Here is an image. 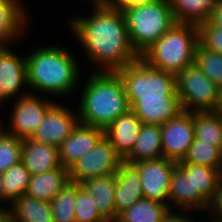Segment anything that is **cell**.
Here are the masks:
<instances>
[{
	"mask_svg": "<svg viewBox=\"0 0 222 222\" xmlns=\"http://www.w3.org/2000/svg\"><path fill=\"white\" fill-rule=\"evenodd\" d=\"M92 8L90 16L74 17L70 27L89 62L99 66L95 72H117L138 60L140 56L131 46L122 9L112 5Z\"/></svg>",
	"mask_w": 222,
	"mask_h": 222,
	"instance_id": "obj_1",
	"label": "cell"
},
{
	"mask_svg": "<svg viewBox=\"0 0 222 222\" xmlns=\"http://www.w3.org/2000/svg\"><path fill=\"white\" fill-rule=\"evenodd\" d=\"M25 57L27 85L34 92L64 96L77 88L80 69L66 48L41 46Z\"/></svg>",
	"mask_w": 222,
	"mask_h": 222,
	"instance_id": "obj_2",
	"label": "cell"
},
{
	"mask_svg": "<svg viewBox=\"0 0 222 222\" xmlns=\"http://www.w3.org/2000/svg\"><path fill=\"white\" fill-rule=\"evenodd\" d=\"M84 83L78 106L79 123L105 130L130 109L122 79L116 72H94Z\"/></svg>",
	"mask_w": 222,
	"mask_h": 222,
	"instance_id": "obj_3",
	"label": "cell"
},
{
	"mask_svg": "<svg viewBox=\"0 0 222 222\" xmlns=\"http://www.w3.org/2000/svg\"><path fill=\"white\" fill-rule=\"evenodd\" d=\"M198 44V25L175 23L140 58L152 68L176 75L194 63Z\"/></svg>",
	"mask_w": 222,
	"mask_h": 222,
	"instance_id": "obj_4",
	"label": "cell"
},
{
	"mask_svg": "<svg viewBox=\"0 0 222 222\" xmlns=\"http://www.w3.org/2000/svg\"><path fill=\"white\" fill-rule=\"evenodd\" d=\"M131 46L140 56L176 22L169 0L122 9Z\"/></svg>",
	"mask_w": 222,
	"mask_h": 222,
	"instance_id": "obj_5",
	"label": "cell"
},
{
	"mask_svg": "<svg viewBox=\"0 0 222 222\" xmlns=\"http://www.w3.org/2000/svg\"><path fill=\"white\" fill-rule=\"evenodd\" d=\"M122 79L130 107L138 99L178 97L176 75L147 65L141 58L116 72Z\"/></svg>",
	"mask_w": 222,
	"mask_h": 222,
	"instance_id": "obj_6",
	"label": "cell"
},
{
	"mask_svg": "<svg viewBox=\"0 0 222 222\" xmlns=\"http://www.w3.org/2000/svg\"><path fill=\"white\" fill-rule=\"evenodd\" d=\"M177 94L183 111H219V86L210 80L196 65L187 66L176 74Z\"/></svg>",
	"mask_w": 222,
	"mask_h": 222,
	"instance_id": "obj_7",
	"label": "cell"
},
{
	"mask_svg": "<svg viewBox=\"0 0 222 222\" xmlns=\"http://www.w3.org/2000/svg\"><path fill=\"white\" fill-rule=\"evenodd\" d=\"M122 163L123 159L104 136L92 150L69 168L70 181L80 184L89 178L116 174Z\"/></svg>",
	"mask_w": 222,
	"mask_h": 222,
	"instance_id": "obj_8",
	"label": "cell"
},
{
	"mask_svg": "<svg viewBox=\"0 0 222 222\" xmlns=\"http://www.w3.org/2000/svg\"><path fill=\"white\" fill-rule=\"evenodd\" d=\"M31 93L21 91L20 97L16 98L10 117V129L6 133L21 139L30 138L43 122L48 109L55 103Z\"/></svg>",
	"mask_w": 222,
	"mask_h": 222,
	"instance_id": "obj_9",
	"label": "cell"
},
{
	"mask_svg": "<svg viewBox=\"0 0 222 222\" xmlns=\"http://www.w3.org/2000/svg\"><path fill=\"white\" fill-rule=\"evenodd\" d=\"M131 165L140 175L143 197L169 206L170 180L177 162L161 157Z\"/></svg>",
	"mask_w": 222,
	"mask_h": 222,
	"instance_id": "obj_10",
	"label": "cell"
},
{
	"mask_svg": "<svg viewBox=\"0 0 222 222\" xmlns=\"http://www.w3.org/2000/svg\"><path fill=\"white\" fill-rule=\"evenodd\" d=\"M194 139L193 112L181 111L161 125L163 157L169 160L182 161Z\"/></svg>",
	"mask_w": 222,
	"mask_h": 222,
	"instance_id": "obj_11",
	"label": "cell"
},
{
	"mask_svg": "<svg viewBox=\"0 0 222 222\" xmlns=\"http://www.w3.org/2000/svg\"><path fill=\"white\" fill-rule=\"evenodd\" d=\"M79 124L78 112L54 103L46 112L43 122L30 139L59 147Z\"/></svg>",
	"mask_w": 222,
	"mask_h": 222,
	"instance_id": "obj_12",
	"label": "cell"
},
{
	"mask_svg": "<svg viewBox=\"0 0 222 222\" xmlns=\"http://www.w3.org/2000/svg\"><path fill=\"white\" fill-rule=\"evenodd\" d=\"M103 137V129L79 123L58 147L62 166L69 169L79 158L92 150Z\"/></svg>",
	"mask_w": 222,
	"mask_h": 222,
	"instance_id": "obj_13",
	"label": "cell"
},
{
	"mask_svg": "<svg viewBox=\"0 0 222 222\" xmlns=\"http://www.w3.org/2000/svg\"><path fill=\"white\" fill-rule=\"evenodd\" d=\"M142 124L141 119L129 109L104 130V136L122 159L131 152Z\"/></svg>",
	"mask_w": 222,
	"mask_h": 222,
	"instance_id": "obj_14",
	"label": "cell"
},
{
	"mask_svg": "<svg viewBox=\"0 0 222 222\" xmlns=\"http://www.w3.org/2000/svg\"><path fill=\"white\" fill-rule=\"evenodd\" d=\"M184 171H191L192 184V210H204L208 208L222 173L208 166L177 163Z\"/></svg>",
	"mask_w": 222,
	"mask_h": 222,
	"instance_id": "obj_15",
	"label": "cell"
},
{
	"mask_svg": "<svg viewBox=\"0 0 222 222\" xmlns=\"http://www.w3.org/2000/svg\"><path fill=\"white\" fill-rule=\"evenodd\" d=\"M21 162L31 175L63 167L58 147L39 143L30 138L23 139Z\"/></svg>",
	"mask_w": 222,
	"mask_h": 222,
	"instance_id": "obj_16",
	"label": "cell"
},
{
	"mask_svg": "<svg viewBox=\"0 0 222 222\" xmlns=\"http://www.w3.org/2000/svg\"><path fill=\"white\" fill-rule=\"evenodd\" d=\"M27 86L26 57L16 55L7 47L0 54V89L7 100L17 97L22 87Z\"/></svg>",
	"mask_w": 222,
	"mask_h": 222,
	"instance_id": "obj_17",
	"label": "cell"
},
{
	"mask_svg": "<svg viewBox=\"0 0 222 222\" xmlns=\"http://www.w3.org/2000/svg\"><path fill=\"white\" fill-rule=\"evenodd\" d=\"M130 109L141 119L142 123L160 126L183 111L179 97L138 99Z\"/></svg>",
	"mask_w": 222,
	"mask_h": 222,
	"instance_id": "obj_18",
	"label": "cell"
},
{
	"mask_svg": "<svg viewBox=\"0 0 222 222\" xmlns=\"http://www.w3.org/2000/svg\"><path fill=\"white\" fill-rule=\"evenodd\" d=\"M97 204V210L107 222H116V174L89 178L79 184Z\"/></svg>",
	"mask_w": 222,
	"mask_h": 222,
	"instance_id": "obj_19",
	"label": "cell"
},
{
	"mask_svg": "<svg viewBox=\"0 0 222 222\" xmlns=\"http://www.w3.org/2000/svg\"><path fill=\"white\" fill-rule=\"evenodd\" d=\"M141 198H143V192L140 175L132 165L123 162L116 172V221L123 211Z\"/></svg>",
	"mask_w": 222,
	"mask_h": 222,
	"instance_id": "obj_20",
	"label": "cell"
},
{
	"mask_svg": "<svg viewBox=\"0 0 222 222\" xmlns=\"http://www.w3.org/2000/svg\"><path fill=\"white\" fill-rule=\"evenodd\" d=\"M23 7L19 0L0 1V45L8 46L26 30L28 11Z\"/></svg>",
	"mask_w": 222,
	"mask_h": 222,
	"instance_id": "obj_21",
	"label": "cell"
},
{
	"mask_svg": "<svg viewBox=\"0 0 222 222\" xmlns=\"http://www.w3.org/2000/svg\"><path fill=\"white\" fill-rule=\"evenodd\" d=\"M70 182L69 169L64 167L31 175L25 195L51 202L59 191Z\"/></svg>",
	"mask_w": 222,
	"mask_h": 222,
	"instance_id": "obj_22",
	"label": "cell"
},
{
	"mask_svg": "<svg viewBox=\"0 0 222 222\" xmlns=\"http://www.w3.org/2000/svg\"><path fill=\"white\" fill-rule=\"evenodd\" d=\"M163 157L161 126L143 123L137 141L131 152L123 159L124 163L132 164L143 160Z\"/></svg>",
	"mask_w": 222,
	"mask_h": 222,
	"instance_id": "obj_23",
	"label": "cell"
},
{
	"mask_svg": "<svg viewBox=\"0 0 222 222\" xmlns=\"http://www.w3.org/2000/svg\"><path fill=\"white\" fill-rule=\"evenodd\" d=\"M219 0H169L176 23L199 25L208 21Z\"/></svg>",
	"mask_w": 222,
	"mask_h": 222,
	"instance_id": "obj_24",
	"label": "cell"
},
{
	"mask_svg": "<svg viewBox=\"0 0 222 222\" xmlns=\"http://www.w3.org/2000/svg\"><path fill=\"white\" fill-rule=\"evenodd\" d=\"M10 205L8 213L17 222H54L51 204L48 201L23 195Z\"/></svg>",
	"mask_w": 222,
	"mask_h": 222,
	"instance_id": "obj_25",
	"label": "cell"
},
{
	"mask_svg": "<svg viewBox=\"0 0 222 222\" xmlns=\"http://www.w3.org/2000/svg\"><path fill=\"white\" fill-rule=\"evenodd\" d=\"M193 127L195 139L213 147H222L221 109L193 112Z\"/></svg>",
	"mask_w": 222,
	"mask_h": 222,
	"instance_id": "obj_26",
	"label": "cell"
},
{
	"mask_svg": "<svg viewBox=\"0 0 222 222\" xmlns=\"http://www.w3.org/2000/svg\"><path fill=\"white\" fill-rule=\"evenodd\" d=\"M168 209L166 204L143 197L123 211L116 222H162Z\"/></svg>",
	"mask_w": 222,
	"mask_h": 222,
	"instance_id": "obj_27",
	"label": "cell"
},
{
	"mask_svg": "<svg viewBox=\"0 0 222 222\" xmlns=\"http://www.w3.org/2000/svg\"><path fill=\"white\" fill-rule=\"evenodd\" d=\"M169 208L172 205L181 210L192 211V184L191 171H184L176 165L170 180Z\"/></svg>",
	"mask_w": 222,
	"mask_h": 222,
	"instance_id": "obj_28",
	"label": "cell"
},
{
	"mask_svg": "<svg viewBox=\"0 0 222 222\" xmlns=\"http://www.w3.org/2000/svg\"><path fill=\"white\" fill-rule=\"evenodd\" d=\"M31 174L20 161L2 173L4 198L11 204L16 199L25 195Z\"/></svg>",
	"mask_w": 222,
	"mask_h": 222,
	"instance_id": "obj_29",
	"label": "cell"
},
{
	"mask_svg": "<svg viewBox=\"0 0 222 222\" xmlns=\"http://www.w3.org/2000/svg\"><path fill=\"white\" fill-rule=\"evenodd\" d=\"M177 163H190L216 168L222 173V147L194 139L184 159Z\"/></svg>",
	"mask_w": 222,
	"mask_h": 222,
	"instance_id": "obj_30",
	"label": "cell"
},
{
	"mask_svg": "<svg viewBox=\"0 0 222 222\" xmlns=\"http://www.w3.org/2000/svg\"><path fill=\"white\" fill-rule=\"evenodd\" d=\"M77 184L70 182L50 202L54 222H76Z\"/></svg>",
	"mask_w": 222,
	"mask_h": 222,
	"instance_id": "obj_31",
	"label": "cell"
},
{
	"mask_svg": "<svg viewBox=\"0 0 222 222\" xmlns=\"http://www.w3.org/2000/svg\"><path fill=\"white\" fill-rule=\"evenodd\" d=\"M194 62L200 70L218 86L222 83V54L197 45Z\"/></svg>",
	"mask_w": 222,
	"mask_h": 222,
	"instance_id": "obj_32",
	"label": "cell"
},
{
	"mask_svg": "<svg viewBox=\"0 0 222 222\" xmlns=\"http://www.w3.org/2000/svg\"><path fill=\"white\" fill-rule=\"evenodd\" d=\"M23 139L15 137L0 128V173L21 161Z\"/></svg>",
	"mask_w": 222,
	"mask_h": 222,
	"instance_id": "obj_33",
	"label": "cell"
},
{
	"mask_svg": "<svg viewBox=\"0 0 222 222\" xmlns=\"http://www.w3.org/2000/svg\"><path fill=\"white\" fill-rule=\"evenodd\" d=\"M76 222H107L98 212L94 198L77 184Z\"/></svg>",
	"mask_w": 222,
	"mask_h": 222,
	"instance_id": "obj_34",
	"label": "cell"
},
{
	"mask_svg": "<svg viewBox=\"0 0 222 222\" xmlns=\"http://www.w3.org/2000/svg\"><path fill=\"white\" fill-rule=\"evenodd\" d=\"M199 44L214 53L222 54V27L211 25L208 21L198 25Z\"/></svg>",
	"mask_w": 222,
	"mask_h": 222,
	"instance_id": "obj_35",
	"label": "cell"
},
{
	"mask_svg": "<svg viewBox=\"0 0 222 222\" xmlns=\"http://www.w3.org/2000/svg\"><path fill=\"white\" fill-rule=\"evenodd\" d=\"M208 212H213L215 218L213 219H222V178L219 180L217 187L214 191V194L211 200L208 202Z\"/></svg>",
	"mask_w": 222,
	"mask_h": 222,
	"instance_id": "obj_36",
	"label": "cell"
},
{
	"mask_svg": "<svg viewBox=\"0 0 222 222\" xmlns=\"http://www.w3.org/2000/svg\"><path fill=\"white\" fill-rule=\"evenodd\" d=\"M157 0H112V6L123 9L127 6H140L144 4L153 3Z\"/></svg>",
	"mask_w": 222,
	"mask_h": 222,
	"instance_id": "obj_37",
	"label": "cell"
},
{
	"mask_svg": "<svg viewBox=\"0 0 222 222\" xmlns=\"http://www.w3.org/2000/svg\"><path fill=\"white\" fill-rule=\"evenodd\" d=\"M172 212H171V211ZM181 214H177L176 210L173 213V209H168L166 214L162 218V222H192L193 220L186 217V215L183 214V211H181ZM195 222V221H193Z\"/></svg>",
	"mask_w": 222,
	"mask_h": 222,
	"instance_id": "obj_38",
	"label": "cell"
},
{
	"mask_svg": "<svg viewBox=\"0 0 222 222\" xmlns=\"http://www.w3.org/2000/svg\"><path fill=\"white\" fill-rule=\"evenodd\" d=\"M208 22L211 25H218L222 27V0L217 2L214 11L211 13Z\"/></svg>",
	"mask_w": 222,
	"mask_h": 222,
	"instance_id": "obj_39",
	"label": "cell"
},
{
	"mask_svg": "<svg viewBox=\"0 0 222 222\" xmlns=\"http://www.w3.org/2000/svg\"><path fill=\"white\" fill-rule=\"evenodd\" d=\"M0 200L2 202L3 200L7 202V200L4 198V195H3L2 173H0ZM4 212H8V210L6 208H3V205H0V213H4Z\"/></svg>",
	"mask_w": 222,
	"mask_h": 222,
	"instance_id": "obj_40",
	"label": "cell"
},
{
	"mask_svg": "<svg viewBox=\"0 0 222 222\" xmlns=\"http://www.w3.org/2000/svg\"><path fill=\"white\" fill-rule=\"evenodd\" d=\"M0 222H17L8 212L0 213Z\"/></svg>",
	"mask_w": 222,
	"mask_h": 222,
	"instance_id": "obj_41",
	"label": "cell"
},
{
	"mask_svg": "<svg viewBox=\"0 0 222 222\" xmlns=\"http://www.w3.org/2000/svg\"><path fill=\"white\" fill-rule=\"evenodd\" d=\"M90 2H92L91 3L92 5H111L112 4V0H91Z\"/></svg>",
	"mask_w": 222,
	"mask_h": 222,
	"instance_id": "obj_42",
	"label": "cell"
},
{
	"mask_svg": "<svg viewBox=\"0 0 222 222\" xmlns=\"http://www.w3.org/2000/svg\"><path fill=\"white\" fill-rule=\"evenodd\" d=\"M5 101H7V99H6L5 96L2 94L1 89H0V105L2 104V102L5 103Z\"/></svg>",
	"mask_w": 222,
	"mask_h": 222,
	"instance_id": "obj_43",
	"label": "cell"
},
{
	"mask_svg": "<svg viewBox=\"0 0 222 222\" xmlns=\"http://www.w3.org/2000/svg\"><path fill=\"white\" fill-rule=\"evenodd\" d=\"M219 96L221 99V109H222V83H221V85H219Z\"/></svg>",
	"mask_w": 222,
	"mask_h": 222,
	"instance_id": "obj_44",
	"label": "cell"
},
{
	"mask_svg": "<svg viewBox=\"0 0 222 222\" xmlns=\"http://www.w3.org/2000/svg\"><path fill=\"white\" fill-rule=\"evenodd\" d=\"M7 48V46L0 45V54Z\"/></svg>",
	"mask_w": 222,
	"mask_h": 222,
	"instance_id": "obj_45",
	"label": "cell"
},
{
	"mask_svg": "<svg viewBox=\"0 0 222 222\" xmlns=\"http://www.w3.org/2000/svg\"><path fill=\"white\" fill-rule=\"evenodd\" d=\"M213 221H216V222H222V219H211Z\"/></svg>",
	"mask_w": 222,
	"mask_h": 222,
	"instance_id": "obj_46",
	"label": "cell"
}]
</instances>
